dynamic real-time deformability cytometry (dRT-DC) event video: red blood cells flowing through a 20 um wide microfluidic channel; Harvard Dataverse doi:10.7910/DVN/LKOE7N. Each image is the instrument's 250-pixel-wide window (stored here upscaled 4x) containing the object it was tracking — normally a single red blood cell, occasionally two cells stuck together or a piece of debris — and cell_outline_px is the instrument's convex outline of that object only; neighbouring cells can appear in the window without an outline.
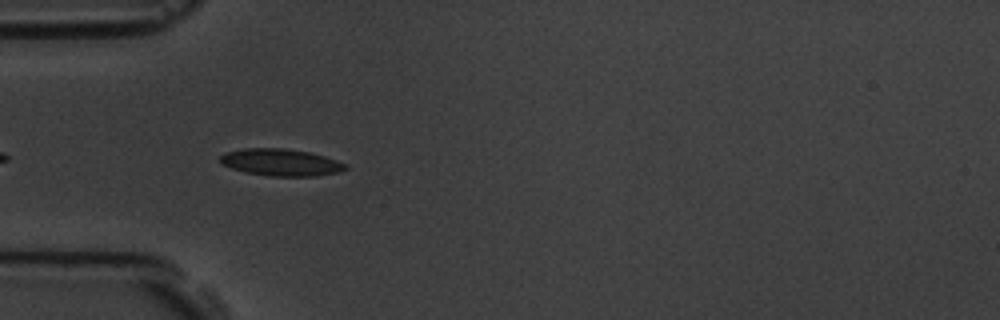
{"species": "common noctule bat (a hibernating species)", "species_latin": "Nyctalus noctula", "temperature_condition": "room temperature", "stored_images_in_passage": 7, "camera_frame_rate_fps": 3000, "um_per_image_px": 0.085, "animal": {"sex": "male", "body_mass_g": 19.5, "forearm_length_mm": 54.6}, "frame": {"image": 1, "passage_image": 5, "time_ms": 4.333, "image_size_px": [1000, 320], "cell_outline_px": [[348, 168], [340, 172], [316, 176], [268, 176], [244, 172], [220, 164], [220, 156], [224, 152], [244, 148], [284, 148], [308, 152], [324, 156], [336, 160], [344, 164]], "centroid_in_image_um": [23.83, 13.8], "position_along_channel_um": 61.2, "area_um2": 19.77}}
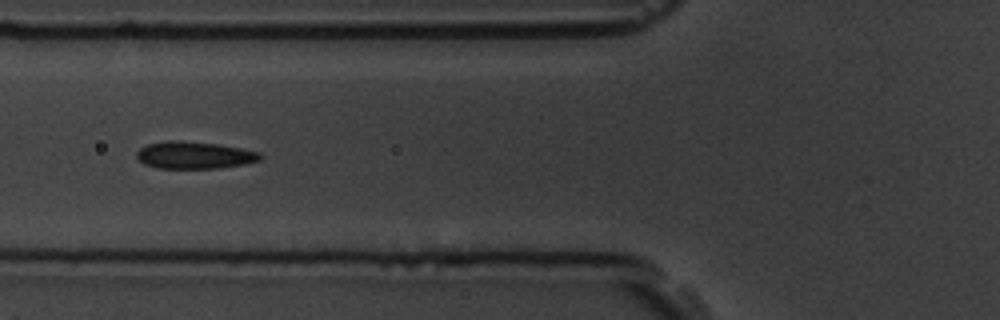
{"frame": {"image": 2, "passage_image": 6, "time_ms": 5.667, "image_size_px": [1000, 320], "cell_outline_px": [[264, 156], [260, 160], [244, 164], [220, 168], [156, 168], [144, 164], [136, 156], [136, 152], [140, 148], [148, 144], [168, 140], [180, 140], [220, 144], [260, 152]], "centroid_in_image_um": [16.53, 13.18], "position_along_channel_um": 109.3, "area_um2": 19.71}}
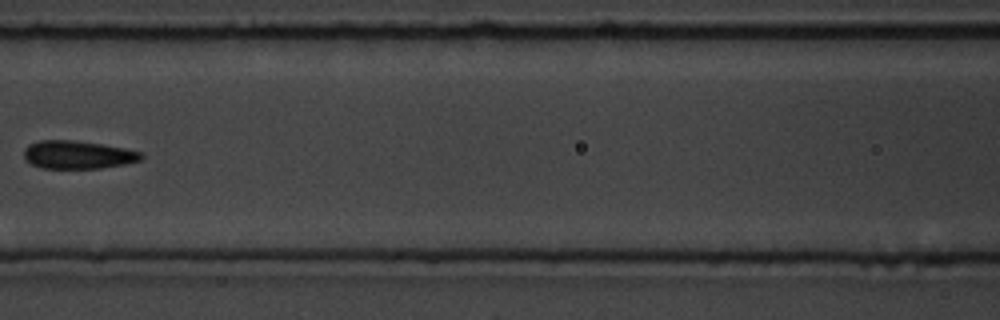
{"frame": {"image": 3, "passage_image": 7, "time_ms": 7.0, "image_size_px": [1000, 320], "cell_outline_px": [[144, 156], [140, 160], [124, 164], [100, 168], [44, 168], [32, 164], [24, 160], [24, 148], [28, 144], [40, 140], [72, 140], [100, 144], [124, 148], [140, 152]], "centroid_in_image_um": [6.57, 13.15], "position_along_channel_um": 160.0, "area_um2": 19.07}}